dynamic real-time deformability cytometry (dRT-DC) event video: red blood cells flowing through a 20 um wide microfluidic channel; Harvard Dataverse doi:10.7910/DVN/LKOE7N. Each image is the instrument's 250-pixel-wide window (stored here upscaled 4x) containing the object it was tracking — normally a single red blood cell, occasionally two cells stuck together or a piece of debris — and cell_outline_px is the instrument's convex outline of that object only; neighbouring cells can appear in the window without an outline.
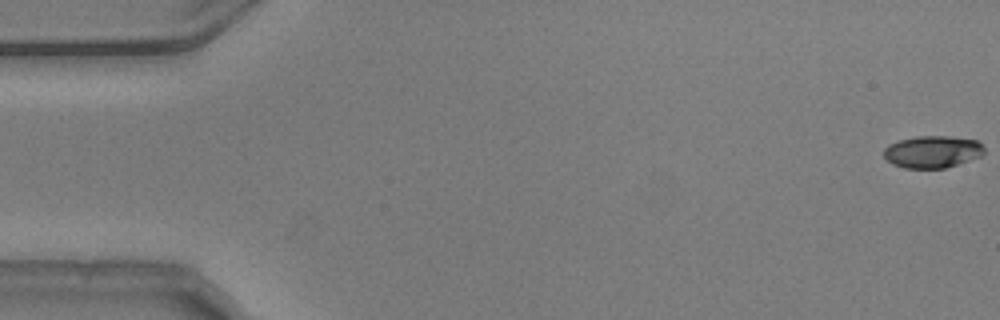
{"species": "common noctule bat (a hibernating species)", "species_latin": "Nyctalus noctula", "temperature_condition": "warm", "stored_images_in_passage": 15, "camera_frame_rate_fps": 3000, "um_per_image_px": 0.085, "animal": {"sex": "male", "body_mass_g": 20.5, "forearm_length_mm": 52.5}, "frame": {"image": 1, "passage_image": 1, "time_ms": 0.0, "image_size_px": [1000, 320], "cell_outline_px": [[984, 152], [980, 156], [944, 168], [904, 168], [892, 164], [884, 156], [884, 148], [888, 144], [900, 140], [916, 136], [948, 136], [976, 140], [984, 148]], "centroid_in_image_um": [79.22, 12.89], "position_along_channel_um": 5.8, "area_um2": 18.61}}
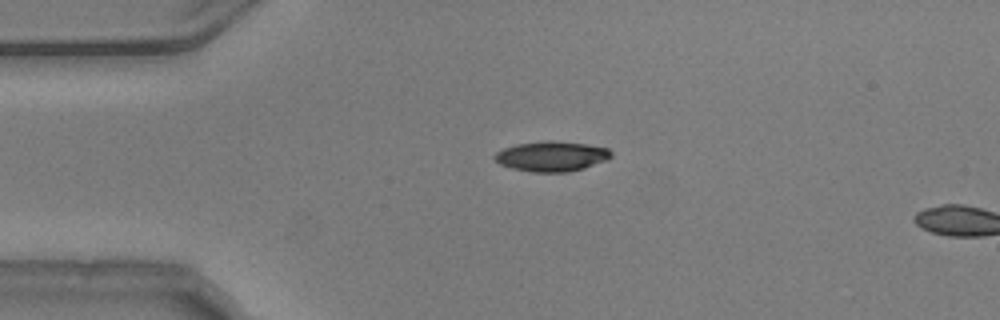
{"frame": {"image": 2, "passage_image": 13, "time_ms": 4.0, "image_size_px": [1000, 320], "cell_outline_px": [[612, 156], [608, 160], [584, 168], [568, 172], [532, 172], [512, 168], [500, 164], [492, 156], [496, 152], [504, 148], [516, 144], [548, 140], [584, 144], [608, 148], [612, 152]], "centroid_in_image_um": [46.89, 13.29], "position_along_channel_um": 38.1, "area_um2": 20.4}}